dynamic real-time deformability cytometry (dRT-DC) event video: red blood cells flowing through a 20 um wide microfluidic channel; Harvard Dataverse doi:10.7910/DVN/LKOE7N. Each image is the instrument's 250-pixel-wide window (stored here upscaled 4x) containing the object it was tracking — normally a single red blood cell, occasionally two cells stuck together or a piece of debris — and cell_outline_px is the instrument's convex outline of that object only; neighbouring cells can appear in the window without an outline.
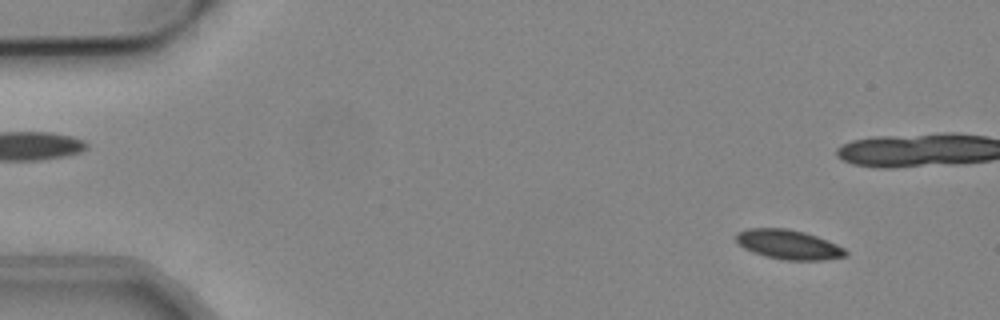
{"species": "common noctule bat (a hibernating species)", "species_latin": "Nyctalus noctula", "temperature_condition": "cold", "stored_images_in_passage": 55, "camera_frame_rate_fps": 3000, "um_per_image_px": 0.085, "animal": {"sex": "male", "body_mass_g": 19.2, "forearm_length_mm": 51.8}, "frame": {"image": 1, "passage_image": 6, "time_ms": 1.667, "image_size_px": [1000, 320], "cell_outline_px": [[848, 256], [820, 260], [784, 260], [764, 256], [752, 252], [744, 248], [736, 240], [736, 232], [748, 228], [788, 228], [804, 232], [816, 236], [836, 244], [844, 248], [848, 252]], "centroid_in_image_um": [67.01, 20.78], "position_along_channel_um": 18.0, "area_um2": 18.84}}
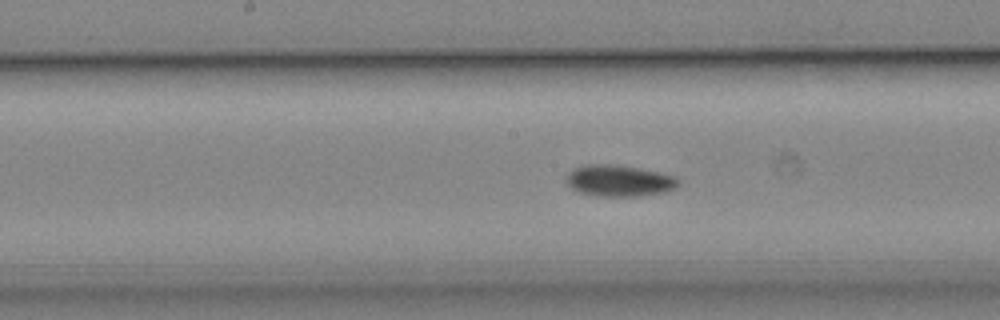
{"frame": {"image": 2, "passage_image": 28, "time_ms": 9.0, "image_size_px": [1000, 320], "cell_outline_px": [[680, 184], [676, 188], [664, 192], [640, 196], [596, 196], [580, 192], [572, 188], [568, 184], [568, 172], [572, 168], [588, 164], [612, 164], [640, 168], [676, 176], [680, 180]], "centroid_in_image_um": [52.66, 15.36], "position_along_channel_um": 195.5, "area_um2": 20.58}}
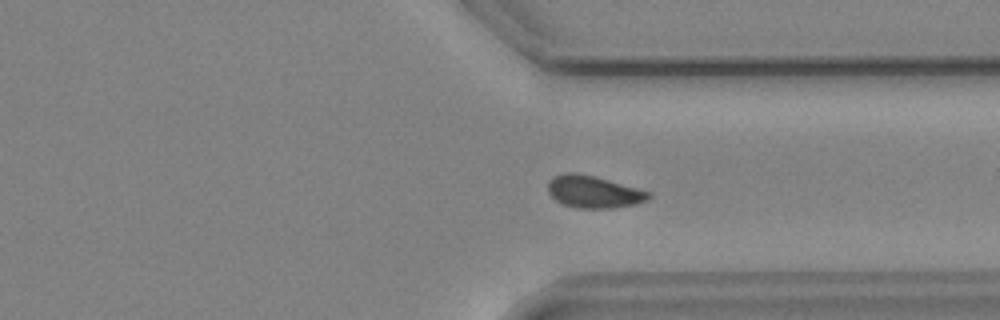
{"frame": {"image": 3, "passage_image": 41, "time_ms": 13.333, "image_size_px": [1000, 320], "cell_outline_px": [[652, 196], [648, 200], [636, 204], [612, 208], [576, 208], [564, 204], [556, 200], [548, 192], [548, 180], [552, 176], [564, 172], [576, 172], [608, 180], [652, 192]], "centroid_in_image_um": [50.45, 16.3], "position_along_channel_um": 360.9, "area_um2": 18.96}, "authors_computed_cell_mechanics": {"area_um2": 18.9584, "velocity_mm_per_s": 3.8202, "shape_relaxation_time_tau1_ms": 5.9402, "shape_relaxation_time_tau2_ms": null, "deformation_change_tau1": 0.0966, "deformation_change_tau2": null}}